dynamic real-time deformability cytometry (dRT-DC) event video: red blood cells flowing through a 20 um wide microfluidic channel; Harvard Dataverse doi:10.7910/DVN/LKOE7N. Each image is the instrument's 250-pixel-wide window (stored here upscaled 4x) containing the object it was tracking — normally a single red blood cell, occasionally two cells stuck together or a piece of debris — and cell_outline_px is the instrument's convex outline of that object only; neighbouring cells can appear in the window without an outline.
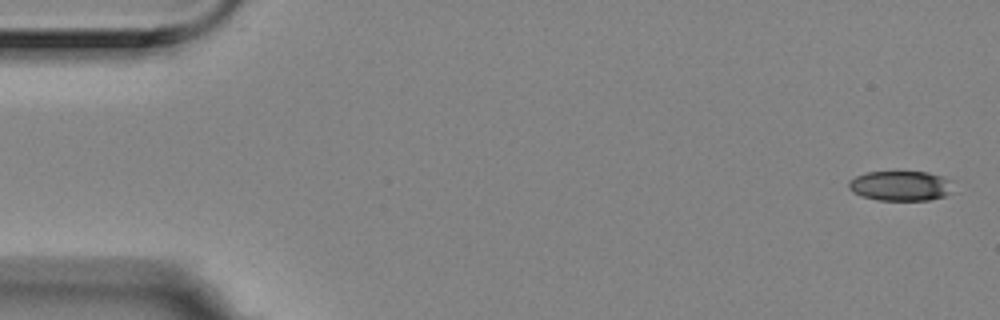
{"species": "Egyptian fruit bat (a non-hibernating species)", "species_latin": "Rousettus aegyptiacus", "temperature_condition": "room temperature", "stored_images_in_passage": 4, "camera_frame_rate_fps": 3000, "um_per_image_px": 0.085, "animal": {"sex": "female"}, "frame": {"image": 1, "passage_image": 1, "time_ms": 0.0, "image_size_px": [1000, 320], "cell_outline_px": [[952, 192], [944, 196], [928, 200], [876, 200], [860, 196], [852, 192], [848, 188], [848, 180], [856, 176], [868, 172], [928, 172], [952, 180]], "centroid_in_image_um": [76.52, 15.8], "position_along_channel_um": 8.5, "area_um2": 18.38}}